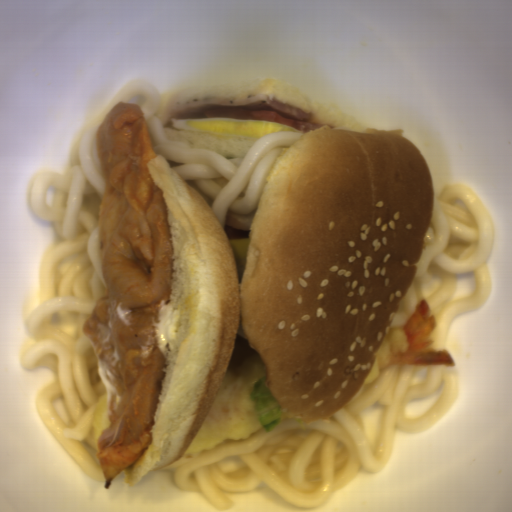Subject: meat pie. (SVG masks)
<instances>
[{
  "instance_id": "1",
  "label": "meat pie",
  "mask_w": 512,
  "mask_h": 512,
  "mask_svg": "<svg viewBox=\"0 0 512 512\" xmlns=\"http://www.w3.org/2000/svg\"><path fill=\"white\" fill-rule=\"evenodd\" d=\"M142 105L117 103L96 129L97 156L105 187L98 209V254L108 297L98 301L90 323L108 325L112 301L131 310V324L116 323L113 337L121 358L112 378L122 398L99 435L97 456L104 489L133 465L153 436L167 370L155 343L148 357L139 353L155 335L160 300L180 310L172 296L174 253L165 198L148 168L156 158Z\"/></svg>"
}]
</instances>
